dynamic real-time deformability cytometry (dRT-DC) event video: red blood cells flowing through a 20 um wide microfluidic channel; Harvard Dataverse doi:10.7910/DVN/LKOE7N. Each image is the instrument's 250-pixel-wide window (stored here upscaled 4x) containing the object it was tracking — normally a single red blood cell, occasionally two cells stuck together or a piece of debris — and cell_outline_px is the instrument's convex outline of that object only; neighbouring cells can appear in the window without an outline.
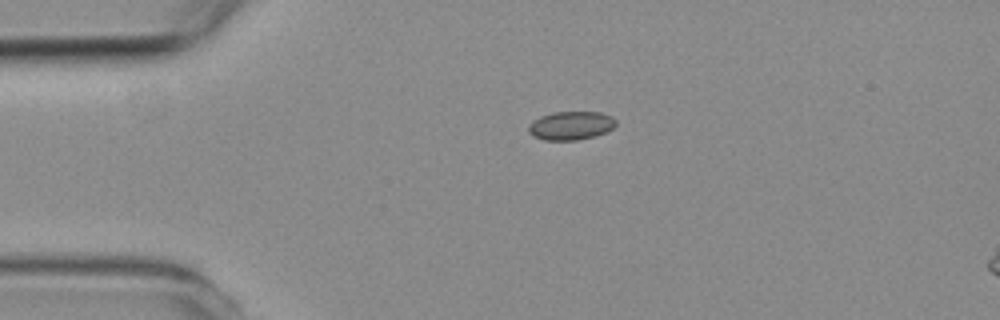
{"species": "common noctule bat (a hibernating species)", "species_latin": "Nyctalus noctula", "temperature_condition": "room temperature", "stored_images_in_passage": 2, "camera_frame_rate_fps": 3000, "um_per_image_px": 0.085, "animal": {"sex": "female", "body_mass_g": 19.3, "forearm_length_mm": 54.1}, "frame": {"image": 1, "passage_image": 1, "time_ms": 0.0, "image_size_px": [1000, 320], "cell_outline_px": [[616, 124], [612, 128], [596, 136], [576, 140], [544, 140], [532, 136], [528, 132], [528, 124], [532, 120], [540, 116], [552, 112], [600, 112], [612, 116], [616, 120]], "centroid_in_image_um": [48.49, 10.67], "position_along_channel_um": 36.5, "area_um2": 14.68}}